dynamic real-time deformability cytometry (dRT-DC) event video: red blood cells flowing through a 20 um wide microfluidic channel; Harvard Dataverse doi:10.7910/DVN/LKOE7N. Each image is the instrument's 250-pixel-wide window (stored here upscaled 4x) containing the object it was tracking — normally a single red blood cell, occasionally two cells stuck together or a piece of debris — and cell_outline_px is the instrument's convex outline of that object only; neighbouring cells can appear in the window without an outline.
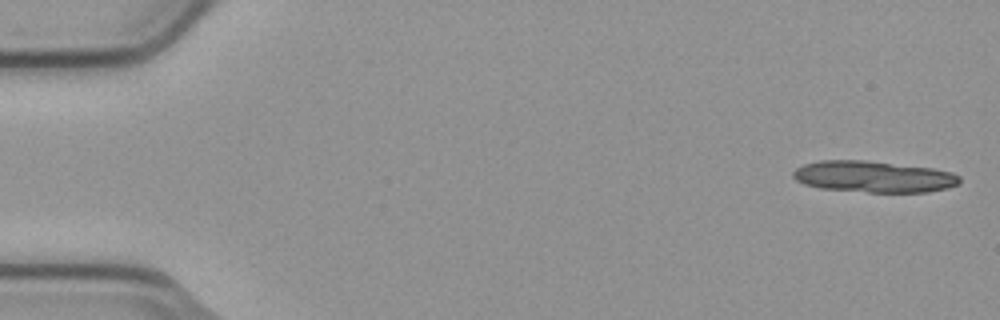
{"species": "common noctule bat (a hibernating species)", "species_latin": "Nyctalus noctula", "temperature_condition": "cold", "stored_images_in_passage": 6, "camera_frame_rate_fps": 3000, "um_per_image_px": 0.085, "animal": {"sex": "male", "body_mass_g": 23.1, "forearm_length_mm": 52.7}, "frame": {"image": 1, "passage_image": 1, "time_ms": 0.0, "image_size_px": [1000, 320], "cell_outline_px": [[960, 184], [948, 188], [928, 192], [868, 192], [820, 188], [804, 184], [796, 180], [792, 176], [792, 172], [796, 168], [804, 164], [820, 160], [864, 160], [932, 168], [952, 172], [960, 176]], "centroid_in_image_um": [74.26, 15.02], "position_along_channel_um": 10.7, "area_um2": 30.58}}